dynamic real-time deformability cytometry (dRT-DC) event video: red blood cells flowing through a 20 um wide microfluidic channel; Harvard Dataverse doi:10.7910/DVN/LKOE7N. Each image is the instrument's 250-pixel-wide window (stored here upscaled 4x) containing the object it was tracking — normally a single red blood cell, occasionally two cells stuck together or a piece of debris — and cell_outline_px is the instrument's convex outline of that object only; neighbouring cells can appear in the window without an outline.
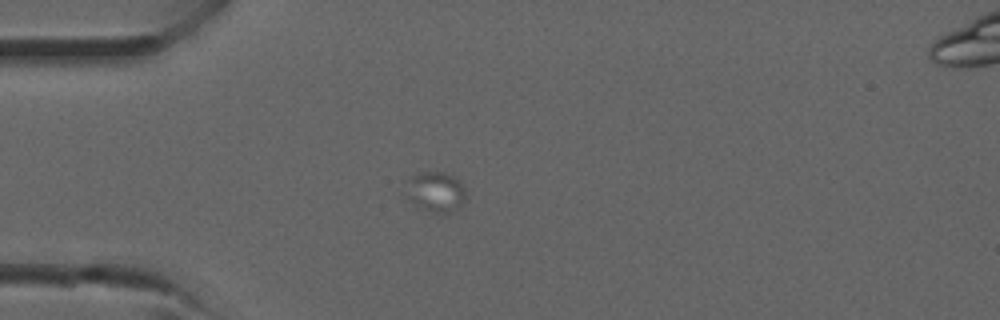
{"species": "common noctule bat (a hibernating species)", "species_latin": "Nyctalus noctula", "temperature_condition": "room temperature", "stored_images_in_passage": 2, "camera_frame_rate_fps": 3000, "um_per_image_px": 0.085, "animal": {"sex": "male", "forearm_length_mm": 52.5}, "frame": {"image": 1, "passage_image": 1, "time_ms": 0.0, "image_size_px": [1000, 320], "cell_outline_px": [[464, 200], [460, 204], [444, 212], [432, 212], [416, 204], [408, 196], [408, 180], [412, 176], [420, 172], [444, 172], [452, 176], [464, 184]], "centroid_in_image_um": [37.04, 16.24], "position_along_channel_um": 48.0, "area_um2": 13.18}}